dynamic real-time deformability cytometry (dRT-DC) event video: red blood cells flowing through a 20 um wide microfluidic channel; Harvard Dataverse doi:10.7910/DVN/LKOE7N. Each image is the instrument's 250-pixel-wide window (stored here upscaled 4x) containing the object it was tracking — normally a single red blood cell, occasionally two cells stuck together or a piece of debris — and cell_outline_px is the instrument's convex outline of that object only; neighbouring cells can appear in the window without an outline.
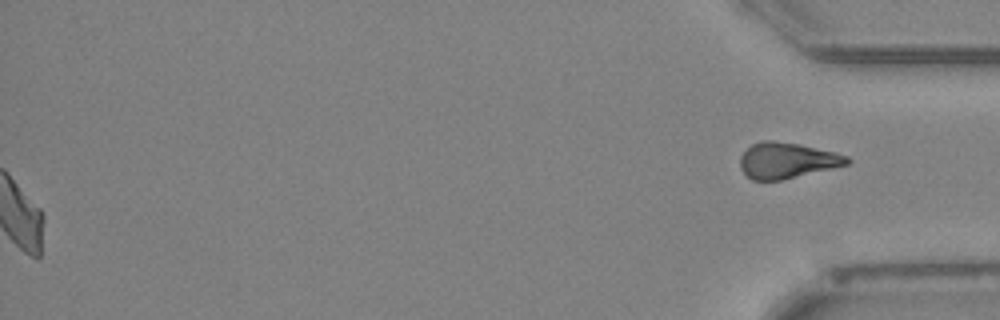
{"species": "Egyptian fruit bat (a non-hibernating species)", "species_latin": "Rousettus aegyptiacus", "temperature_condition": "cold", "stored_images_in_passage": 52, "segment_of_instrument_passage": [2, 2], "camera_frame_rate_fps": 3000, "um_per_image_px": 0.085, "animal": {"sex": "female"}, "frame": {"image": 1, "passage_image": 52, "time_ms": 17.0, "image_size_px": [1000, 320], "cell_outline_px": [[852, 160], [848, 164], [784, 180], [752, 180], [740, 168], [740, 156], [752, 144], [760, 140], [776, 140], [800, 144], [848, 156]], "centroid_in_image_um": [66.88, 13.63], "position_along_channel_um": 368.3, "area_um2": 22.31}}